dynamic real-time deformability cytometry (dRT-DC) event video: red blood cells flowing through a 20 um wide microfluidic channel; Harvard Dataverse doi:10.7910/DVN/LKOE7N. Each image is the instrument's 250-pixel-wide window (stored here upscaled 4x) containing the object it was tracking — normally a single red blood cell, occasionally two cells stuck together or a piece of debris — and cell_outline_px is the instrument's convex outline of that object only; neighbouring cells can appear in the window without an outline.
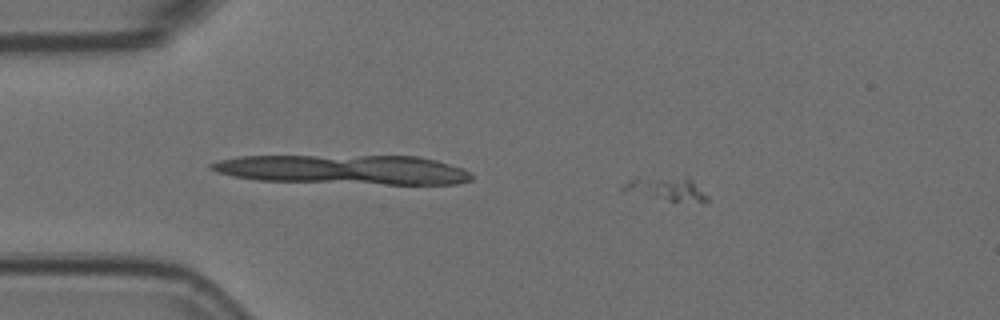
{"species": "Egyptian fruit bat (a non-hibernating species)", "species_latin": "Rousettus aegyptiacus", "temperature_condition": "room temperature", "stored_images_in_passage": 8, "camera_frame_rate_fps": 3000, "um_per_image_px": 0.085, "animal": {"sex": "female"}, "frame": {"image": 1, "passage_image": 3, "time_ms": 0.667, "image_size_px": [1000, 320], "cell_outline_px": [[708, 200], [704, 204], [668, 200], [620, 192], [620, 188], [628, 180], [636, 176], [688, 176], [708, 196]], "centroid_in_image_um": [56.61, 16.03], "position_along_channel_um": 28.4, "area_um2": 12.43}}
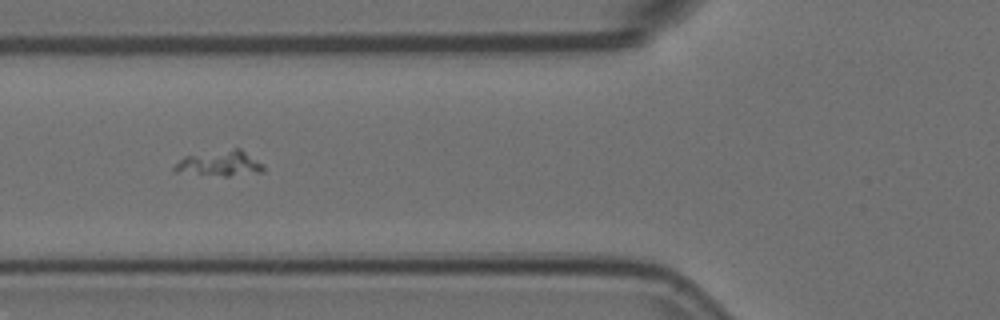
{"frame": {"image": 2, "passage_image": 6, "time_ms": 1.667, "image_size_px": [1000, 320], "cell_outline_px": [[264, 172], [228, 176], [224, 176], [172, 172], [172, 168], [184, 156], [232, 148], [240, 148], [264, 164]], "centroid_in_image_um": [18.69, 13.89], "position_along_channel_um": 107.1, "area_um2": 13.35}}
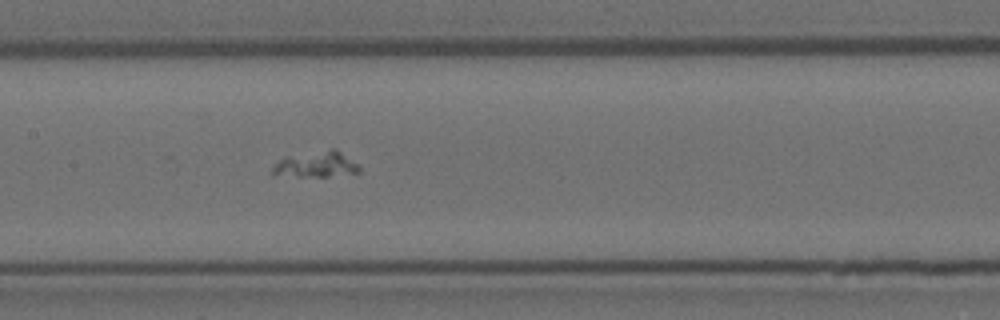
{"frame": {"image": 3, "passage_image": 8, "time_ms": 2.333, "image_size_px": [1000, 320], "cell_outline_px": [[360, 172], [328, 176], [272, 176], [268, 172], [280, 160], [332, 148], [336, 148], [356, 164], [360, 168]], "centroid_in_image_um": [26.85, 14.01], "position_along_channel_um": 180.6, "area_um2": 12.6}}